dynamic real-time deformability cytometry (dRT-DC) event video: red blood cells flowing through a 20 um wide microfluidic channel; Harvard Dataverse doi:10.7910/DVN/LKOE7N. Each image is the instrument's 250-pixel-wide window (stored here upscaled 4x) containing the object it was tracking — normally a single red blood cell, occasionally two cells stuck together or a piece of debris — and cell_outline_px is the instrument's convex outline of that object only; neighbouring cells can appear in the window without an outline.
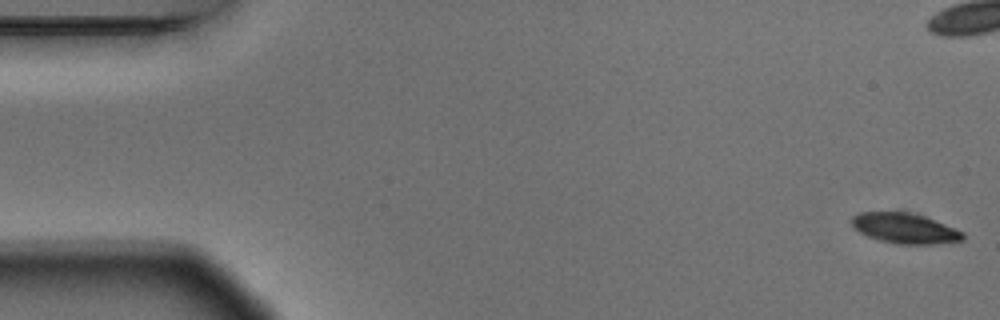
{"species": "Egyptian fruit bat (a non-hibernating species)", "species_latin": "Rousettus aegyptiacus", "temperature_condition": "warm", "stored_images_in_passage": 6, "camera_frame_rate_fps": 3000, "um_per_image_px": 0.085, "animal": {"sex": "male"}, "frame": {"image": 1, "passage_image": 1, "time_ms": 0.0, "image_size_px": [1000, 320], "cell_outline_px": [[964, 240], [932, 244], [896, 244], [880, 240], [868, 236], [860, 232], [852, 224], [852, 216], [860, 212], [908, 212], [924, 216], [964, 232]], "centroid_in_image_um": [76.92, 19.41], "position_along_channel_um": 8.1, "area_um2": 19.36}}
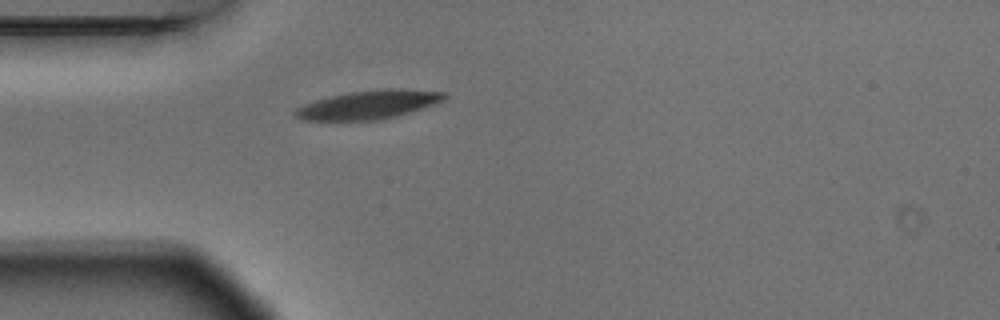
{"frame": {"image": 2, "passage_image": 6, "time_ms": 1.667, "image_size_px": [1000, 320], "cell_outline_px": [[448, 96], [444, 100], [436, 104], [424, 108], [396, 116], [380, 120], [304, 120], [296, 116], [292, 112], [296, 108], [304, 104], [316, 100], [332, 96], [352, 92], [384, 88], [400, 88], [444, 92]], "centroid_in_image_um": [31.38, 8.89], "position_along_channel_um": 53.6, "area_um2": 24.85}}